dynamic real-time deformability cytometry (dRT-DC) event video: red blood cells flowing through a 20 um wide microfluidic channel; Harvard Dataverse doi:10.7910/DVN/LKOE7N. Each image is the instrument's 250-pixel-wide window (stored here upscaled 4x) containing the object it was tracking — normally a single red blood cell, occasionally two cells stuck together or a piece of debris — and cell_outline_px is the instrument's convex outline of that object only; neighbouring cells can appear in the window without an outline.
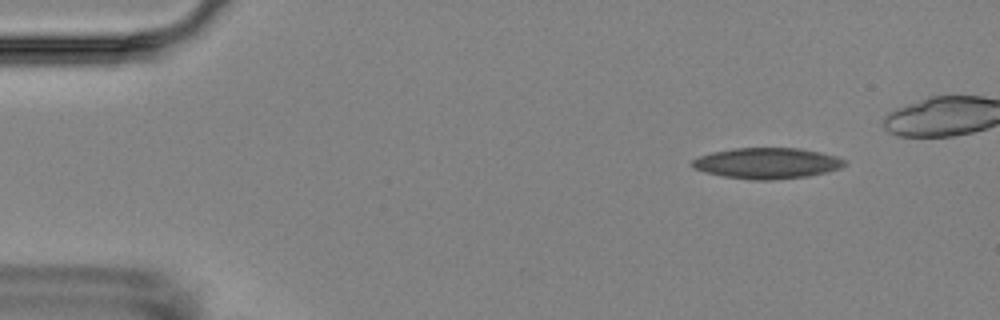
{"species": "Egyptian fruit bat (a non-hibernating species)", "species_latin": "Rousettus aegyptiacus", "temperature_condition": "room temperature", "stored_images_in_passage": 5, "camera_frame_rate_fps": 3000, "um_per_image_px": 0.085, "animal": {"sex": "female"}, "frame": {"image": 1, "passage_image": 2, "time_ms": 1.0, "image_size_px": [1000, 320], "cell_outline_px": [[848, 164], [840, 168], [808, 176], [772, 180], [752, 180], [724, 176], [704, 172], [692, 168], [692, 160], [700, 156], [712, 152], [732, 148], [800, 148], [820, 152], [836, 156], [848, 160]], "centroid_in_image_um": [65.22, 13.87], "position_along_channel_um": 19.8, "area_um2": 27.51}}